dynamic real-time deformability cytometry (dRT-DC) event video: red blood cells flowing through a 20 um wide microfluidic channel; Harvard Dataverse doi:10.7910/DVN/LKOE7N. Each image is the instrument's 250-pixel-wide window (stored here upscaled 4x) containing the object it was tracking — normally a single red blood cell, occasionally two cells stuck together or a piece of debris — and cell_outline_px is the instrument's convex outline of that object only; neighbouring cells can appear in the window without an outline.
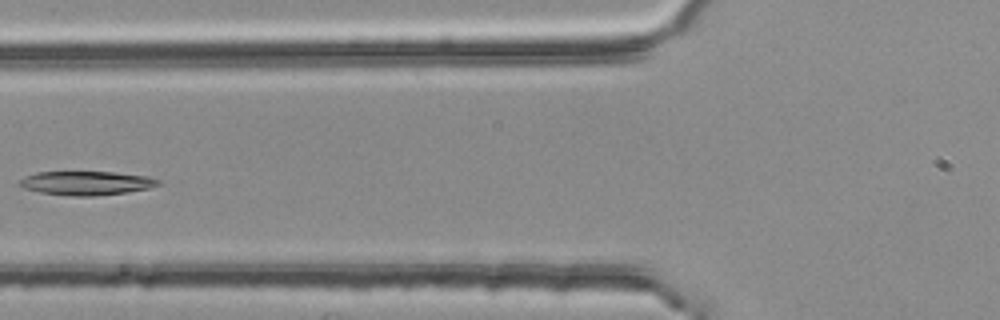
{"species": "common noctule bat (a hibernating species)", "species_latin": "Nyctalus noctula", "temperature_condition": "room temperature", "stored_images_in_passage": 5, "camera_frame_rate_fps": 3000, "um_per_image_px": 0.085, "animal": {"sex": "female", "body_mass_g": 25.1}, "frame": {"image": 1, "passage_image": 5, "time_ms": 1.333, "image_size_px": [1000, 320], "cell_outline_px": [[160, 184], [148, 188], [128, 192], [92, 196], [76, 196], [40, 192], [24, 188], [16, 184], [24, 176], [36, 172], [112, 172], [144, 176], [160, 180]], "centroid_in_image_um": [7.29, 15.56], "position_along_channel_um": 118.5, "area_um2": 19.13}}